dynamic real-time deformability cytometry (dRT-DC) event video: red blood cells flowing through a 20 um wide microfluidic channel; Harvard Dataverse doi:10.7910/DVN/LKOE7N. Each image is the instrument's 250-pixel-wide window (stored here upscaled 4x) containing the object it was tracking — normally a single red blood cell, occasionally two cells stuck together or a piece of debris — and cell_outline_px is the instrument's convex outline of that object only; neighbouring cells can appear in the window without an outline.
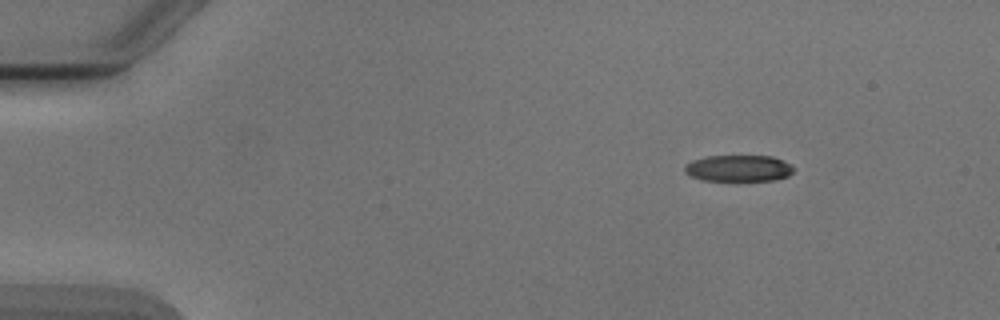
{"species": "Egyptian fruit bat (a non-hibernating species)", "species_latin": "Rousettus aegyptiacus", "temperature_condition": "cold", "stored_images_in_passage": 4, "camera_frame_rate_fps": 3000, "um_per_image_px": 0.085, "animal": {"sex": "male"}, "frame": {"image": 1, "passage_image": 1, "time_ms": 0.0, "image_size_px": [1000, 320], "cell_outline_px": [[796, 168], [788, 176], [776, 180], [700, 180], [688, 176], [684, 172], [684, 164], [692, 160], [704, 156], [772, 156], [792, 164]], "centroid_in_image_um": [62.75, 14.3], "position_along_channel_um": 22.3, "area_um2": 17.05}}